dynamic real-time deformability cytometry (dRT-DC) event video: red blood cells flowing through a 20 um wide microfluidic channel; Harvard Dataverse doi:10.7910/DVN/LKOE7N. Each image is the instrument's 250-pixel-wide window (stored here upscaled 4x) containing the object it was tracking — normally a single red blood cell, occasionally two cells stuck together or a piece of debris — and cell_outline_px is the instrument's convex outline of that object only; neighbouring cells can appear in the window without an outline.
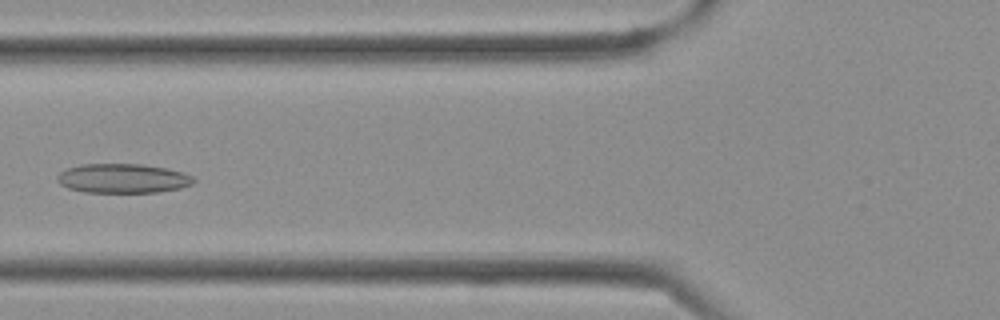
{"species": "Egyptian fruit bat (a non-hibernating species)", "species_latin": "Rousettus aegyptiacus", "temperature_condition": "cold", "stored_images_in_passage": 37, "camera_frame_rate_fps": 3000, "um_per_image_px": 0.085, "frame": {"image": 1, "passage_image": 14, "time_ms": 4.333, "image_size_px": [1000, 320], "cell_outline_px": [[196, 180], [192, 184], [180, 188], [156, 192], [84, 192], [68, 188], [60, 184], [56, 180], [56, 176], [60, 172], [68, 168], [80, 164], [144, 164], [184, 172], [192, 176]], "centroid_in_image_um": [10.43, 15.16], "position_along_channel_um": 115.4, "area_um2": 23.35}}
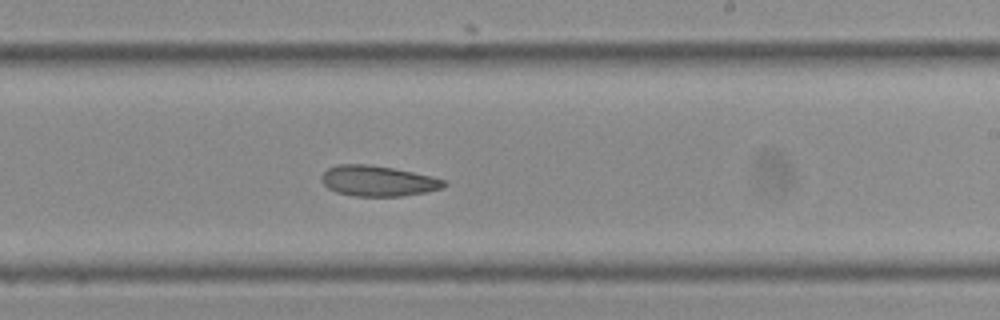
{"frame": {"image": 2, "passage_image": 22, "time_ms": 7.0, "image_size_px": [1000, 320], "cell_outline_px": [[448, 184], [444, 188], [424, 192], [400, 196], [352, 196], [336, 192], [328, 188], [320, 180], [320, 176], [328, 168], [336, 164], [368, 164], [392, 168], [432, 176], [444, 180]], "centroid_in_image_um": [32.1, 15.38], "position_along_channel_um": 256.9, "area_um2": 21.85}}
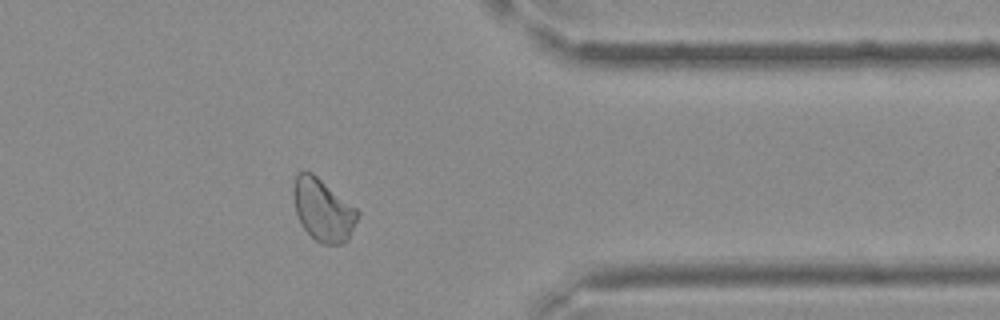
{"frame": {"image": 3, "passage_image": 30, "time_ms": 9.667, "image_size_px": [1000, 320], "cell_outline_px": [[360, 212], [348, 240], [344, 244], [320, 244], [300, 224], [296, 212], [292, 192], [292, 188], [296, 176], [300, 172], [312, 172], [356, 208]], "centroid_in_image_um": [27.45, 17.86], "position_along_channel_um": 384.0, "area_um2": 23.18}}